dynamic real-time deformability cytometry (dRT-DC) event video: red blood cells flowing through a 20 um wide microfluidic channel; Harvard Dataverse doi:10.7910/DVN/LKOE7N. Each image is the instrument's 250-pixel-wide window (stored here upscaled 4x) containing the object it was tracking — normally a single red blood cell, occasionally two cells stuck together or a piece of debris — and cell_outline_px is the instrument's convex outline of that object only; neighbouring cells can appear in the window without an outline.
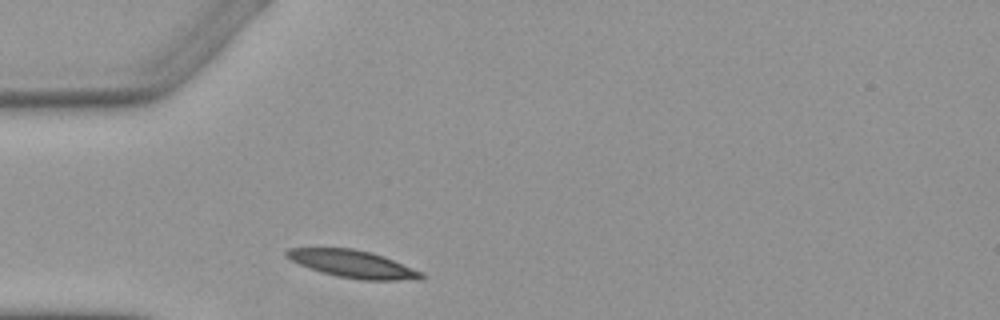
{"species": "Egyptian fruit bat (a non-hibernating species)", "species_latin": "Rousettus aegyptiacus", "temperature_condition": "warm", "stored_images_in_passage": 1, "camera_frame_rate_fps": 3000, "um_per_image_px": 0.085, "animal": {"sex": "female"}, "frame": {"image": 1, "passage_image": 1, "time_ms": 0.0, "image_size_px": [1000, 320], "cell_outline_px": [[428, 276], [420, 280], [360, 280], [336, 276], [320, 272], [300, 264], [284, 256], [284, 252], [288, 248], [352, 248], [372, 252], [384, 256], [424, 272]], "centroid_in_image_um": [30.05, 22.45], "position_along_channel_um": 54.9, "area_um2": 21.85}}